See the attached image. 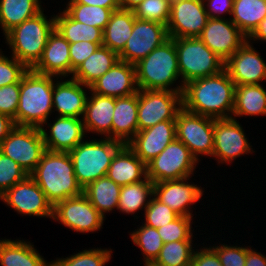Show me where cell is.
<instances>
[{
  "mask_svg": "<svg viewBox=\"0 0 266 266\" xmlns=\"http://www.w3.org/2000/svg\"><path fill=\"white\" fill-rule=\"evenodd\" d=\"M29 69L15 57L9 59L0 52V87L20 83Z\"/></svg>",
  "mask_w": 266,
  "mask_h": 266,
  "instance_id": "cell-45",
  "label": "cell"
},
{
  "mask_svg": "<svg viewBox=\"0 0 266 266\" xmlns=\"http://www.w3.org/2000/svg\"><path fill=\"white\" fill-rule=\"evenodd\" d=\"M55 76L29 69L20 80V97L15 126L41 128L47 124L53 109Z\"/></svg>",
  "mask_w": 266,
  "mask_h": 266,
  "instance_id": "cell-3",
  "label": "cell"
},
{
  "mask_svg": "<svg viewBox=\"0 0 266 266\" xmlns=\"http://www.w3.org/2000/svg\"><path fill=\"white\" fill-rule=\"evenodd\" d=\"M153 194L154 183L148 177L143 181L121 186L117 210L127 214H134L143 208L145 210Z\"/></svg>",
  "mask_w": 266,
  "mask_h": 266,
  "instance_id": "cell-36",
  "label": "cell"
},
{
  "mask_svg": "<svg viewBox=\"0 0 266 266\" xmlns=\"http://www.w3.org/2000/svg\"><path fill=\"white\" fill-rule=\"evenodd\" d=\"M46 151L40 128L15 126L4 139L0 152L18 163L30 175Z\"/></svg>",
  "mask_w": 266,
  "mask_h": 266,
  "instance_id": "cell-8",
  "label": "cell"
},
{
  "mask_svg": "<svg viewBox=\"0 0 266 266\" xmlns=\"http://www.w3.org/2000/svg\"><path fill=\"white\" fill-rule=\"evenodd\" d=\"M192 217L179 216L174 221L157 228L163 243L192 240Z\"/></svg>",
  "mask_w": 266,
  "mask_h": 266,
  "instance_id": "cell-42",
  "label": "cell"
},
{
  "mask_svg": "<svg viewBox=\"0 0 266 266\" xmlns=\"http://www.w3.org/2000/svg\"><path fill=\"white\" fill-rule=\"evenodd\" d=\"M64 11L73 20L102 30L105 29L113 12L109 8L79 3H68Z\"/></svg>",
  "mask_w": 266,
  "mask_h": 266,
  "instance_id": "cell-38",
  "label": "cell"
},
{
  "mask_svg": "<svg viewBox=\"0 0 266 266\" xmlns=\"http://www.w3.org/2000/svg\"><path fill=\"white\" fill-rule=\"evenodd\" d=\"M0 199L19 214L53 217L52 204L30 175L7 190Z\"/></svg>",
  "mask_w": 266,
  "mask_h": 266,
  "instance_id": "cell-14",
  "label": "cell"
},
{
  "mask_svg": "<svg viewBox=\"0 0 266 266\" xmlns=\"http://www.w3.org/2000/svg\"><path fill=\"white\" fill-rule=\"evenodd\" d=\"M199 161L189 148L175 138L147 167V177L153 183L190 177Z\"/></svg>",
  "mask_w": 266,
  "mask_h": 266,
  "instance_id": "cell-9",
  "label": "cell"
},
{
  "mask_svg": "<svg viewBox=\"0 0 266 266\" xmlns=\"http://www.w3.org/2000/svg\"><path fill=\"white\" fill-rule=\"evenodd\" d=\"M49 133L41 127L46 150L69 152L74 149L85 136L83 119L58 116L53 124H48Z\"/></svg>",
  "mask_w": 266,
  "mask_h": 266,
  "instance_id": "cell-22",
  "label": "cell"
},
{
  "mask_svg": "<svg viewBox=\"0 0 266 266\" xmlns=\"http://www.w3.org/2000/svg\"><path fill=\"white\" fill-rule=\"evenodd\" d=\"M112 249H89L66 258L56 259L51 266H104L110 262Z\"/></svg>",
  "mask_w": 266,
  "mask_h": 266,
  "instance_id": "cell-40",
  "label": "cell"
},
{
  "mask_svg": "<svg viewBox=\"0 0 266 266\" xmlns=\"http://www.w3.org/2000/svg\"><path fill=\"white\" fill-rule=\"evenodd\" d=\"M261 40L266 42V17L259 23L254 32L247 38V40Z\"/></svg>",
  "mask_w": 266,
  "mask_h": 266,
  "instance_id": "cell-54",
  "label": "cell"
},
{
  "mask_svg": "<svg viewBox=\"0 0 266 266\" xmlns=\"http://www.w3.org/2000/svg\"><path fill=\"white\" fill-rule=\"evenodd\" d=\"M233 119L266 115V90L260 84L235 86Z\"/></svg>",
  "mask_w": 266,
  "mask_h": 266,
  "instance_id": "cell-31",
  "label": "cell"
},
{
  "mask_svg": "<svg viewBox=\"0 0 266 266\" xmlns=\"http://www.w3.org/2000/svg\"><path fill=\"white\" fill-rule=\"evenodd\" d=\"M235 83L226 70L187 82L182 91V107L214 119L232 118ZM231 114V115H230Z\"/></svg>",
  "mask_w": 266,
  "mask_h": 266,
  "instance_id": "cell-1",
  "label": "cell"
},
{
  "mask_svg": "<svg viewBox=\"0 0 266 266\" xmlns=\"http://www.w3.org/2000/svg\"><path fill=\"white\" fill-rule=\"evenodd\" d=\"M175 47L181 85L187 82L215 75L224 70L225 61L211 51L199 37L177 38Z\"/></svg>",
  "mask_w": 266,
  "mask_h": 266,
  "instance_id": "cell-7",
  "label": "cell"
},
{
  "mask_svg": "<svg viewBox=\"0 0 266 266\" xmlns=\"http://www.w3.org/2000/svg\"><path fill=\"white\" fill-rule=\"evenodd\" d=\"M176 138L175 120H166L142 131L127 143L146 165Z\"/></svg>",
  "mask_w": 266,
  "mask_h": 266,
  "instance_id": "cell-19",
  "label": "cell"
},
{
  "mask_svg": "<svg viewBox=\"0 0 266 266\" xmlns=\"http://www.w3.org/2000/svg\"><path fill=\"white\" fill-rule=\"evenodd\" d=\"M192 240L164 243L156 260L150 266H191L194 249Z\"/></svg>",
  "mask_w": 266,
  "mask_h": 266,
  "instance_id": "cell-37",
  "label": "cell"
},
{
  "mask_svg": "<svg viewBox=\"0 0 266 266\" xmlns=\"http://www.w3.org/2000/svg\"><path fill=\"white\" fill-rule=\"evenodd\" d=\"M84 88L90 89L72 77L71 80L57 81L54 84L52 100L54 110L59 112L58 116L75 118L84 116L88 98Z\"/></svg>",
  "mask_w": 266,
  "mask_h": 266,
  "instance_id": "cell-24",
  "label": "cell"
},
{
  "mask_svg": "<svg viewBox=\"0 0 266 266\" xmlns=\"http://www.w3.org/2000/svg\"><path fill=\"white\" fill-rule=\"evenodd\" d=\"M250 43L247 40L224 63L235 86L260 84L266 80V63Z\"/></svg>",
  "mask_w": 266,
  "mask_h": 266,
  "instance_id": "cell-18",
  "label": "cell"
},
{
  "mask_svg": "<svg viewBox=\"0 0 266 266\" xmlns=\"http://www.w3.org/2000/svg\"><path fill=\"white\" fill-rule=\"evenodd\" d=\"M52 219L80 233L96 232L104 223V217L84 193L56 203Z\"/></svg>",
  "mask_w": 266,
  "mask_h": 266,
  "instance_id": "cell-12",
  "label": "cell"
},
{
  "mask_svg": "<svg viewBox=\"0 0 266 266\" xmlns=\"http://www.w3.org/2000/svg\"><path fill=\"white\" fill-rule=\"evenodd\" d=\"M117 61H119V55L116 52L100 46L74 71L72 78L90 87Z\"/></svg>",
  "mask_w": 266,
  "mask_h": 266,
  "instance_id": "cell-30",
  "label": "cell"
},
{
  "mask_svg": "<svg viewBox=\"0 0 266 266\" xmlns=\"http://www.w3.org/2000/svg\"><path fill=\"white\" fill-rule=\"evenodd\" d=\"M144 212V224L155 229L174 221L180 216L166 204L158 201L154 196L150 200Z\"/></svg>",
  "mask_w": 266,
  "mask_h": 266,
  "instance_id": "cell-44",
  "label": "cell"
},
{
  "mask_svg": "<svg viewBox=\"0 0 266 266\" xmlns=\"http://www.w3.org/2000/svg\"><path fill=\"white\" fill-rule=\"evenodd\" d=\"M138 90L135 65L121 60L90 86L93 93L114 98L130 96Z\"/></svg>",
  "mask_w": 266,
  "mask_h": 266,
  "instance_id": "cell-21",
  "label": "cell"
},
{
  "mask_svg": "<svg viewBox=\"0 0 266 266\" xmlns=\"http://www.w3.org/2000/svg\"><path fill=\"white\" fill-rule=\"evenodd\" d=\"M245 266H266V257L253 249L246 247Z\"/></svg>",
  "mask_w": 266,
  "mask_h": 266,
  "instance_id": "cell-52",
  "label": "cell"
},
{
  "mask_svg": "<svg viewBox=\"0 0 266 266\" xmlns=\"http://www.w3.org/2000/svg\"><path fill=\"white\" fill-rule=\"evenodd\" d=\"M68 3H79L84 5L109 8L112 11L120 9L119 0H70Z\"/></svg>",
  "mask_w": 266,
  "mask_h": 266,
  "instance_id": "cell-51",
  "label": "cell"
},
{
  "mask_svg": "<svg viewBox=\"0 0 266 266\" xmlns=\"http://www.w3.org/2000/svg\"><path fill=\"white\" fill-rule=\"evenodd\" d=\"M42 10L10 30L6 43L12 50V56L32 69L40 60L50 34L55 29L54 17L49 20Z\"/></svg>",
  "mask_w": 266,
  "mask_h": 266,
  "instance_id": "cell-5",
  "label": "cell"
},
{
  "mask_svg": "<svg viewBox=\"0 0 266 266\" xmlns=\"http://www.w3.org/2000/svg\"><path fill=\"white\" fill-rule=\"evenodd\" d=\"M176 138L183 142L191 154L212 157L214 149V118L202 116L185 110L178 111L176 119Z\"/></svg>",
  "mask_w": 266,
  "mask_h": 266,
  "instance_id": "cell-10",
  "label": "cell"
},
{
  "mask_svg": "<svg viewBox=\"0 0 266 266\" xmlns=\"http://www.w3.org/2000/svg\"><path fill=\"white\" fill-rule=\"evenodd\" d=\"M203 248L200 252L199 249L194 251L191 266H222L217 253L211 247Z\"/></svg>",
  "mask_w": 266,
  "mask_h": 266,
  "instance_id": "cell-49",
  "label": "cell"
},
{
  "mask_svg": "<svg viewBox=\"0 0 266 266\" xmlns=\"http://www.w3.org/2000/svg\"><path fill=\"white\" fill-rule=\"evenodd\" d=\"M182 108V92L138 90V131L166 120H175Z\"/></svg>",
  "mask_w": 266,
  "mask_h": 266,
  "instance_id": "cell-11",
  "label": "cell"
},
{
  "mask_svg": "<svg viewBox=\"0 0 266 266\" xmlns=\"http://www.w3.org/2000/svg\"><path fill=\"white\" fill-rule=\"evenodd\" d=\"M106 176L120 186L143 181L147 177L146 164L124 144L115 154Z\"/></svg>",
  "mask_w": 266,
  "mask_h": 266,
  "instance_id": "cell-26",
  "label": "cell"
},
{
  "mask_svg": "<svg viewBox=\"0 0 266 266\" xmlns=\"http://www.w3.org/2000/svg\"><path fill=\"white\" fill-rule=\"evenodd\" d=\"M190 177L154 183L153 196L180 216L193 217L190 204L197 202L203 195L201 186L189 184ZM185 181V182H184Z\"/></svg>",
  "mask_w": 266,
  "mask_h": 266,
  "instance_id": "cell-20",
  "label": "cell"
},
{
  "mask_svg": "<svg viewBox=\"0 0 266 266\" xmlns=\"http://www.w3.org/2000/svg\"><path fill=\"white\" fill-rule=\"evenodd\" d=\"M40 0H0V25L4 35L41 9Z\"/></svg>",
  "mask_w": 266,
  "mask_h": 266,
  "instance_id": "cell-33",
  "label": "cell"
},
{
  "mask_svg": "<svg viewBox=\"0 0 266 266\" xmlns=\"http://www.w3.org/2000/svg\"><path fill=\"white\" fill-rule=\"evenodd\" d=\"M15 127L13 119L0 113V146L9 132Z\"/></svg>",
  "mask_w": 266,
  "mask_h": 266,
  "instance_id": "cell-53",
  "label": "cell"
},
{
  "mask_svg": "<svg viewBox=\"0 0 266 266\" xmlns=\"http://www.w3.org/2000/svg\"><path fill=\"white\" fill-rule=\"evenodd\" d=\"M124 143L110 138L81 141L68 153L74 165V174L82 189L105 177L116 152Z\"/></svg>",
  "mask_w": 266,
  "mask_h": 266,
  "instance_id": "cell-6",
  "label": "cell"
},
{
  "mask_svg": "<svg viewBox=\"0 0 266 266\" xmlns=\"http://www.w3.org/2000/svg\"><path fill=\"white\" fill-rule=\"evenodd\" d=\"M168 39L166 25L136 18L119 60L135 65Z\"/></svg>",
  "mask_w": 266,
  "mask_h": 266,
  "instance_id": "cell-13",
  "label": "cell"
},
{
  "mask_svg": "<svg viewBox=\"0 0 266 266\" xmlns=\"http://www.w3.org/2000/svg\"><path fill=\"white\" fill-rule=\"evenodd\" d=\"M199 38L224 61L247 41V37L231 19L225 17L208 18Z\"/></svg>",
  "mask_w": 266,
  "mask_h": 266,
  "instance_id": "cell-17",
  "label": "cell"
},
{
  "mask_svg": "<svg viewBox=\"0 0 266 266\" xmlns=\"http://www.w3.org/2000/svg\"><path fill=\"white\" fill-rule=\"evenodd\" d=\"M138 92L115 98L112 139L127 144L138 132Z\"/></svg>",
  "mask_w": 266,
  "mask_h": 266,
  "instance_id": "cell-27",
  "label": "cell"
},
{
  "mask_svg": "<svg viewBox=\"0 0 266 266\" xmlns=\"http://www.w3.org/2000/svg\"><path fill=\"white\" fill-rule=\"evenodd\" d=\"M133 11L137 19L162 23L167 26L171 6L167 0H144Z\"/></svg>",
  "mask_w": 266,
  "mask_h": 266,
  "instance_id": "cell-41",
  "label": "cell"
},
{
  "mask_svg": "<svg viewBox=\"0 0 266 266\" xmlns=\"http://www.w3.org/2000/svg\"><path fill=\"white\" fill-rule=\"evenodd\" d=\"M135 69L138 89L183 91L184 85L171 88L175 81L181 77L175 39L169 38L162 45L156 47L135 64Z\"/></svg>",
  "mask_w": 266,
  "mask_h": 266,
  "instance_id": "cell-4",
  "label": "cell"
},
{
  "mask_svg": "<svg viewBox=\"0 0 266 266\" xmlns=\"http://www.w3.org/2000/svg\"><path fill=\"white\" fill-rule=\"evenodd\" d=\"M20 97V83L0 87V113L9 116L15 124Z\"/></svg>",
  "mask_w": 266,
  "mask_h": 266,
  "instance_id": "cell-46",
  "label": "cell"
},
{
  "mask_svg": "<svg viewBox=\"0 0 266 266\" xmlns=\"http://www.w3.org/2000/svg\"><path fill=\"white\" fill-rule=\"evenodd\" d=\"M182 0H167V2L169 3L170 6H173L176 3L181 2Z\"/></svg>",
  "mask_w": 266,
  "mask_h": 266,
  "instance_id": "cell-56",
  "label": "cell"
},
{
  "mask_svg": "<svg viewBox=\"0 0 266 266\" xmlns=\"http://www.w3.org/2000/svg\"><path fill=\"white\" fill-rule=\"evenodd\" d=\"M69 48L70 43L54 29L48 38L42 57L32 70L56 78L68 77L71 74Z\"/></svg>",
  "mask_w": 266,
  "mask_h": 266,
  "instance_id": "cell-23",
  "label": "cell"
},
{
  "mask_svg": "<svg viewBox=\"0 0 266 266\" xmlns=\"http://www.w3.org/2000/svg\"><path fill=\"white\" fill-rule=\"evenodd\" d=\"M131 239L144 254V266H150L156 260L164 244L158 230L145 224L131 233Z\"/></svg>",
  "mask_w": 266,
  "mask_h": 266,
  "instance_id": "cell-39",
  "label": "cell"
},
{
  "mask_svg": "<svg viewBox=\"0 0 266 266\" xmlns=\"http://www.w3.org/2000/svg\"><path fill=\"white\" fill-rule=\"evenodd\" d=\"M231 21L248 38L266 17V0H234Z\"/></svg>",
  "mask_w": 266,
  "mask_h": 266,
  "instance_id": "cell-34",
  "label": "cell"
},
{
  "mask_svg": "<svg viewBox=\"0 0 266 266\" xmlns=\"http://www.w3.org/2000/svg\"><path fill=\"white\" fill-rule=\"evenodd\" d=\"M211 248L217 253L222 266H245L246 247L221 244Z\"/></svg>",
  "mask_w": 266,
  "mask_h": 266,
  "instance_id": "cell-47",
  "label": "cell"
},
{
  "mask_svg": "<svg viewBox=\"0 0 266 266\" xmlns=\"http://www.w3.org/2000/svg\"><path fill=\"white\" fill-rule=\"evenodd\" d=\"M207 20L203 0H182L171 6L167 23L169 38L199 37Z\"/></svg>",
  "mask_w": 266,
  "mask_h": 266,
  "instance_id": "cell-16",
  "label": "cell"
},
{
  "mask_svg": "<svg viewBox=\"0 0 266 266\" xmlns=\"http://www.w3.org/2000/svg\"><path fill=\"white\" fill-rule=\"evenodd\" d=\"M144 0H119L120 7L122 9L133 10Z\"/></svg>",
  "mask_w": 266,
  "mask_h": 266,
  "instance_id": "cell-55",
  "label": "cell"
},
{
  "mask_svg": "<svg viewBox=\"0 0 266 266\" xmlns=\"http://www.w3.org/2000/svg\"><path fill=\"white\" fill-rule=\"evenodd\" d=\"M135 19L133 10L120 8L113 11L103 30L102 46L119 54L132 34Z\"/></svg>",
  "mask_w": 266,
  "mask_h": 266,
  "instance_id": "cell-28",
  "label": "cell"
},
{
  "mask_svg": "<svg viewBox=\"0 0 266 266\" xmlns=\"http://www.w3.org/2000/svg\"><path fill=\"white\" fill-rule=\"evenodd\" d=\"M27 176L18 163L0 152V196Z\"/></svg>",
  "mask_w": 266,
  "mask_h": 266,
  "instance_id": "cell-43",
  "label": "cell"
},
{
  "mask_svg": "<svg viewBox=\"0 0 266 266\" xmlns=\"http://www.w3.org/2000/svg\"><path fill=\"white\" fill-rule=\"evenodd\" d=\"M55 29L69 42L103 43V30L73 20L64 10L54 15Z\"/></svg>",
  "mask_w": 266,
  "mask_h": 266,
  "instance_id": "cell-35",
  "label": "cell"
},
{
  "mask_svg": "<svg viewBox=\"0 0 266 266\" xmlns=\"http://www.w3.org/2000/svg\"><path fill=\"white\" fill-rule=\"evenodd\" d=\"M30 176L52 206L83 193L74 174V165L68 152L46 150Z\"/></svg>",
  "mask_w": 266,
  "mask_h": 266,
  "instance_id": "cell-2",
  "label": "cell"
},
{
  "mask_svg": "<svg viewBox=\"0 0 266 266\" xmlns=\"http://www.w3.org/2000/svg\"><path fill=\"white\" fill-rule=\"evenodd\" d=\"M242 126L236 119H214V149L212 157L218 163H231L240 155L252 153Z\"/></svg>",
  "mask_w": 266,
  "mask_h": 266,
  "instance_id": "cell-15",
  "label": "cell"
},
{
  "mask_svg": "<svg viewBox=\"0 0 266 266\" xmlns=\"http://www.w3.org/2000/svg\"><path fill=\"white\" fill-rule=\"evenodd\" d=\"M0 265L2 266H51L24 240H0Z\"/></svg>",
  "mask_w": 266,
  "mask_h": 266,
  "instance_id": "cell-29",
  "label": "cell"
},
{
  "mask_svg": "<svg viewBox=\"0 0 266 266\" xmlns=\"http://www.w3.org/2000/svg\"><path fill=\"white\" fill-rule=\"evenodd\" d=\"M121 186L107 176L99 178L83 189L90 203L105 218V213L118 209Z\"/></svg>",
  "mask_w": 266,
  "mask_h": 266,
  "instance_id": "cell-32",
  "label": "cell"
},
{
  "mask_svg": "<svg viewBox=\"0 0 266 266\" xmlns=\"http://www.w3.org/2000/svg\"><path fill=\"white\" fill-rule=\"evenodd\" d=\"M102 43H91L88 41H79L70 43L71 74L93 53Z\"/></svg>",
  "mask_w": 266,
  "mask_h": 266,
  "instance_id": "cell-48",
  "label": "cell"
},
{
  "mask_svg": "<svg viewBox=\"0 0 266 266\" xmlns=\"http://www.w3.org/2000/svg\"><path fill=\"white\" fill-rule=\"evenodd\" d=\"M87 98L85 113L82 117L86 133H98L112 139V116L115 98L102 96L91 91Z\"/></svg>",
  "mask_w": 266,
  "mask_h": 266,
  "instance_id": "cell-25",
  "label": "cell"
},
{
  "mask_svg": "<svg viewBox=\"0 0 266 266\" xmlns=\"http://www.w3.org/2000/svg\"><path fill=\"white\" fill-rule=\"evenodd\" d=\"M207 2V4H206ZM208 18H223L220 14L232 13L234 0H203Z\"/></svg>",
  "mask_w": 266,
  "mask_h": 266,
  "instance_id": "cell-50",
  "label": "cell"
}]
</instances>
